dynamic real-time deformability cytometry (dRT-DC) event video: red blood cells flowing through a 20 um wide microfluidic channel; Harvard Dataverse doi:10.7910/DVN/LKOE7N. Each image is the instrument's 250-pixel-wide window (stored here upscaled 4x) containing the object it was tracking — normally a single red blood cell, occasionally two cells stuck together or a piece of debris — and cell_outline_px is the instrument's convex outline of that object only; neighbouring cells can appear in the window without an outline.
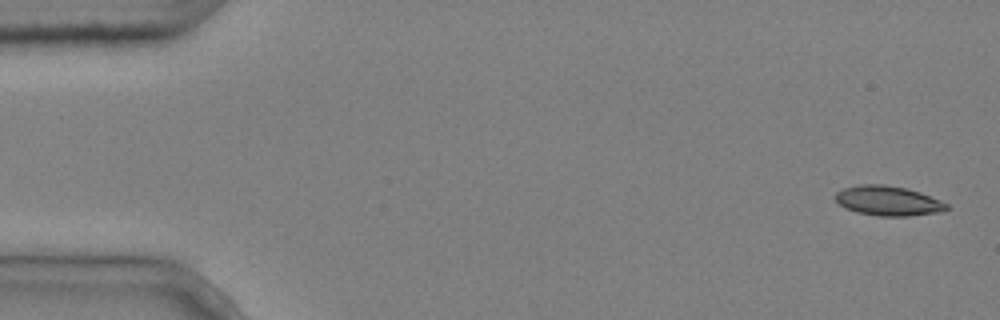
{"species": "common noctule bat (a hibernating species)", "species_latin": "Nyctalus noctula", "temperature_condition": "cold", "stored_images_in_passage": 13, "camera_frame_rate_fps": 3000, "um_per_image_px": 0.085, "animal": {"sex": "male", "body_mass_g": 20.4}, "frame": {"image": 1, "passage_image": 1, "time_ms": 0.0, "image_size_px": [1000, 320], "cell_outline_px": [[948, 208], [944, 212], [908, 216], [876, 216], [856, 212], [840, 204], [836, 200], [836, 192], [844, 188], [860, 184], [884, 184], [904, 188], [920, 192], [940, 200], [948, 204]], "centroid_in_image_um": [75.52, 17.07], "position_along_channel_um": 9.5, "area_um2": 19.25}}
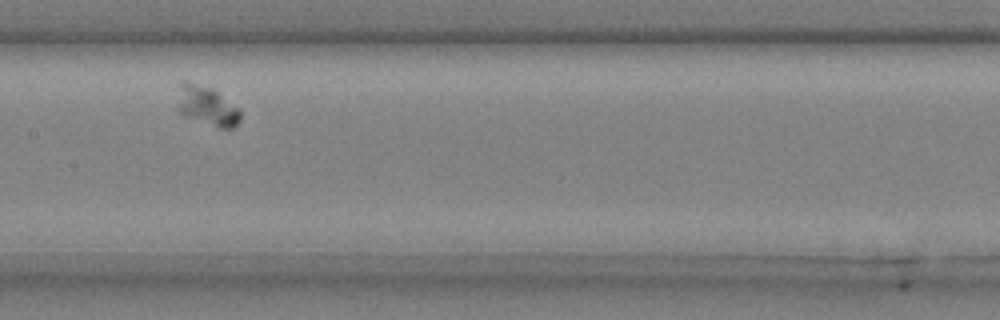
{"frame": {"image": 2, "passage_image": 8, "time_ms": 2.333, "image_size_px": [1000, 320], "cell_outline_px": [[240, 120], [232, 128], [220, 128], [188, 116], [180, 112], [176, 108], [176, 104], [184, 80], [188, 80], [212, 88], [240, 108]], "centroid_in_image_um": [17.62, 8.98], "position_along_channel_um": 189.8, "area_um2": 14.22}}
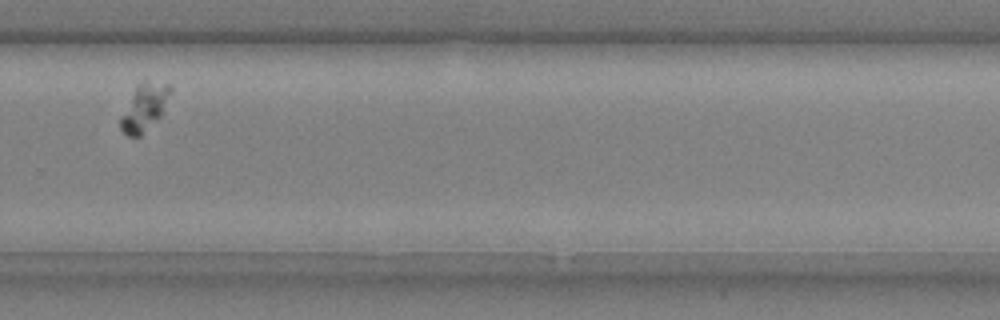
{"frame": {"image": 3, "passage_image": 11, "time_ms": 3.333, "image_size_px": [1000, 320], "cell_outline_px": [[172, 88], [160, 116], [140, 136], [128, 136], [120, 128], [120, 116], [136, 88], [144, 80], [172, 84]], "centroid_in_image_um": [12.27, 9.11], "position_along_channel_um": 317.5, "area_um2": 13.24}}